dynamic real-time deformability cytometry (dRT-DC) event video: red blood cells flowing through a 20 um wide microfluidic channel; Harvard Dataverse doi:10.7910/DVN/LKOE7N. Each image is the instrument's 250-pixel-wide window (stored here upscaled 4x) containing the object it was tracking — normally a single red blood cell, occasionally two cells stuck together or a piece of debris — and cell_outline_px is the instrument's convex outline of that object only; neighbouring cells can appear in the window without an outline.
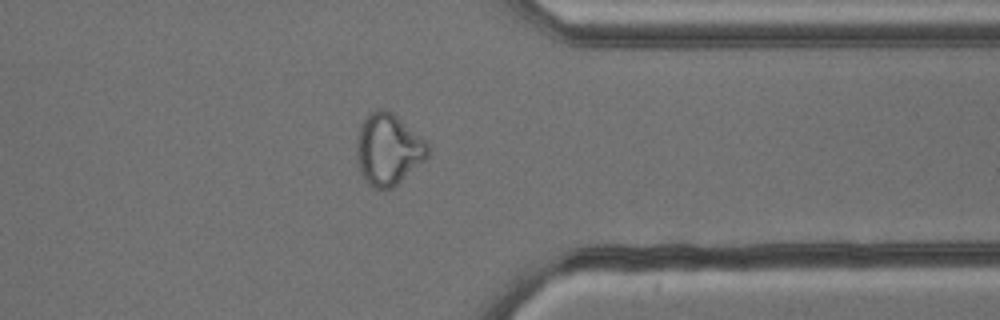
{"species": "common noctule bat (a hibernating species)", "species_latin": "Nyctalus noctula", "temperature_condition": "cold", "stored_images_in_passage": 41, "camera_frame_rate_fps": 3000, "um_per_image_px": 0.085, "animal": {"sex": "male", "body_mass_g": 13.3}, "frame": {"image": 1, "passage_image": 30, "time_ms": 9.667, "image_size_px": [1000, 320], "cell_outline_px": [[428, 156], [424, 160], [392, 188], [372, 188], [364, 180], [360, 172], [356, 160], [356, 144], [360, 128], [364, 120], [372, 112], [384, 108], [392, 112], [424, 140], [428, 144]], "centroid_in_image_um": [32.96, 12.72], "position_along_channel_um": 378.4, "area_um2": 29.13}}
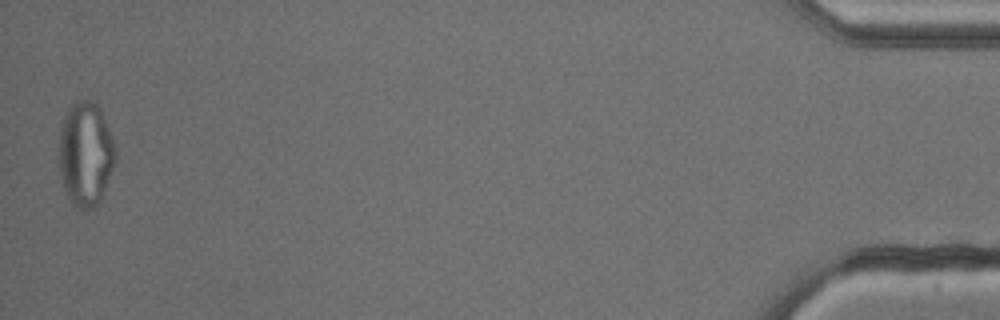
{"frame": {"image": 2, "passage_image": 41, "time_ms": 13.333, "image_size_px": [1000, 320], "cell_outline_px": [[116, 160], [100, 200], [92, 208], [80, 208], [72, 204], [68, 200], [64, 188], [60, 168], [60, 128], [64, 116], [68, 108], [76, 100], [92, 100], [100, 108], [116, 148]], "centroid_in_image_um": [7.28, 13.06], "position_along_channel_um": 427.9, "area_um2": 33.99}, "authors_computed_cell_mechanics": {"area_um2": 29.478, "velocity_mm_per_s": 3.8125, "shape_relaxation_time_tau1_ms": null, "shape_relaxation_time_tau2_ms": 1.8084, "deformation_change_tau1": null, "deformation_change_tau2": 0.0941}}